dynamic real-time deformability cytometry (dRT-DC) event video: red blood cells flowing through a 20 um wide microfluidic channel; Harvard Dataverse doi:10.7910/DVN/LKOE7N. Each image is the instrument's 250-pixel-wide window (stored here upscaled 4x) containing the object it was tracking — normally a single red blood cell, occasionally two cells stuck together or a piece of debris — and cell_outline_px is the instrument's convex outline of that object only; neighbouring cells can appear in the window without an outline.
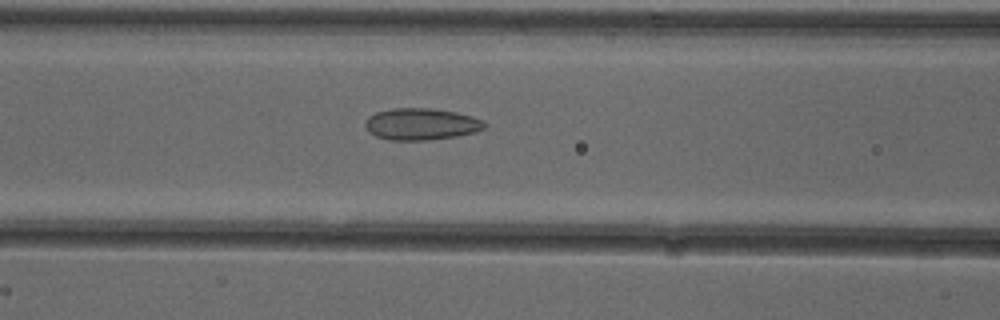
{"species": "common noctule bat (a hibernating species)", "species_latin": "Nyctalus noctula", "temperature_condition": "cold", "stored_images_in_passage": 15, "camera_frame_rate_fps": 3000, "um_per_image_px": 0.085, "animal": {"sex": "female"}, "frame": {"image": 1, "passage_image": 10, "time_ms": 3.0, "image_size_px": [1000, 320], "cell_outline_px": [[484, 128], [472, 132], [456, 136], [428, 140], [392, 140], [376, 136], [368, 132], [364, 124], [364, 120], [368, 116], [376, 112], [392, 108], [432, 108], [456, 112], [472, 116], [484, 120]], "centroid_in_image_um": [35.75, 10.54], "position_along_channel_um": 130.9, "area_um2": 22.08}}
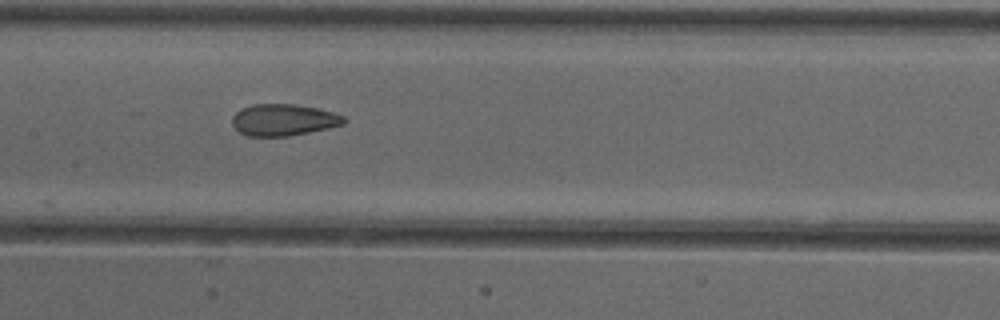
{"frame": {"image": 2, "passage_image": 14, "time_ms": 4.333, "image_size_px": [1000, 320], "cell_outline_px": [[348, 120], [344, 124], [328, 128], [288, 136], [248, 136], [240, 132], [232, 124], [232, 116], [240, 108], [252, 104], [292, 104], [316, 108], [332, 112], [344, 116]], "centroid_in_image_um": [24.09, 10.18], "position_along_channel_um": 183.3, "area_um2": 20.58}}